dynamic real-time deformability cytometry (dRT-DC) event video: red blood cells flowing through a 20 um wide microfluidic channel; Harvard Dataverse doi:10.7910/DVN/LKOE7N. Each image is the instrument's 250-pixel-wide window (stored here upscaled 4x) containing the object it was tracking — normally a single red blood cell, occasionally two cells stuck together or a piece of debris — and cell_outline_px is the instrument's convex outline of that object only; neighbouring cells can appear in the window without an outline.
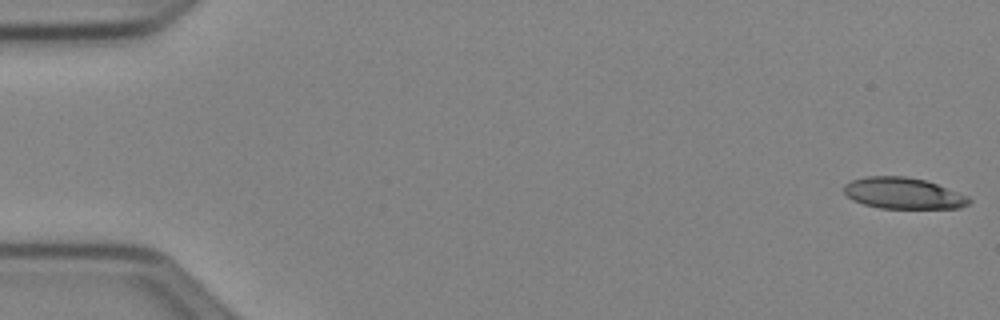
{"species": "Egyptian fruit bat (a non-hibernating species)", "species_latin": "Rousettus aegyptiacus", "temperature_condition": "cold", "stored_images_in_passage": 15, "camera_frame_rate_fps": 3000, "um_per_image_px": 0.085, "animal": {"sex": "female"}, "frame": {"image": 1, "passage_image": 1, "time_ms": 0.0, "image_size_px": [1000, 320], "cell_outline_px": [[972, 200], [968, 204], [960, 208], [880, 208], [864, 204], [852, 200], [844, 192], [844, 184], [852, 180], [864, 176], [904, 176], [924, 180], [936, 184], [968, 196]], "centroid_in_image_um": [76.75, 16.43], "position_along_channel_um": 8.2, "area_um2": 22.66}}
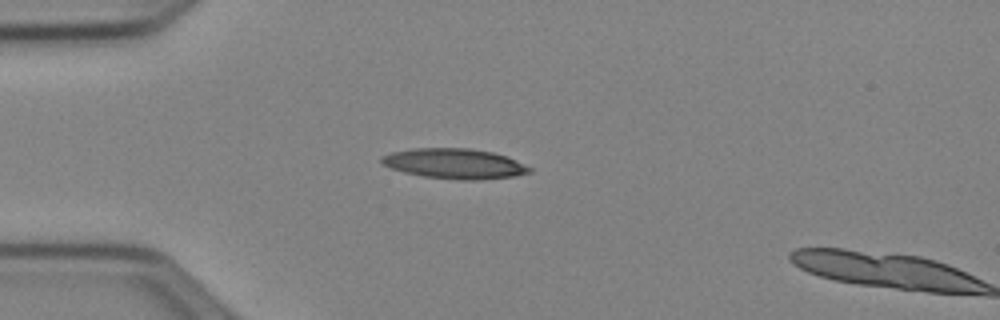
{"frame": {"image": 2, "passage_image": 14, "time_ms": 4.333, "image_size_px": [1000, 320], "cell_outline_px": [[532, 172], [512, 176], [476, 180], [460, 180], [424, 176], [404, 172], [392, 168], [384, 164], [380, 160], [380, 156], [392, 152], [412, 148], [468, 148], [492, 152], [508, 156], [532, 168]], "centroid_in_image_um": [38.64, 13.9], "position_along_channel_um": 46.4, "area_um2": 25.89}}